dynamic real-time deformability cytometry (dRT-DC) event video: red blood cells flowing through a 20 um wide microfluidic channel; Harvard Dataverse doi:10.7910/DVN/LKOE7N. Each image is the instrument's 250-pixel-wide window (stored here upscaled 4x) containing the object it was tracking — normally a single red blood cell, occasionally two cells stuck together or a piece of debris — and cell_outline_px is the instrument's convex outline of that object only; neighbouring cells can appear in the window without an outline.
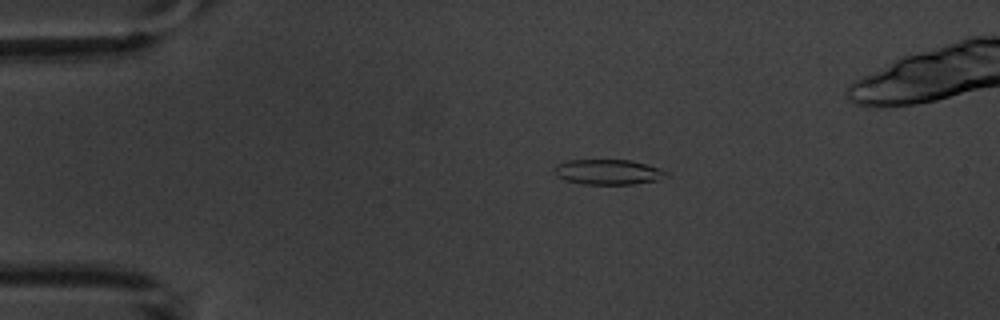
{"species": "common noctule bat (a hibernating species)", "species_latin": "Nyctalus noctula", "temperature_condition": "warm", "stored_images_in_passage": 14, "camera_frame_rate_fps": 3000, "um_per_image_px": 0.085, "animal": {"sex": "male", "body_mass_g": 20.1, "forearm_length_mm": 53.5}, "frame": {"image": 1, "passage_image": 3, "time_ms": 2.667, "image_size_px": [1000, 320], "cell_outline_px": [[668, 172], [656, 180], [632, 184], [584, 184], [564, 180], [556, 176], [552, 168], [556, 164], [568, 160], [628, 160], [660, 168]], "centroid_in_image_um": [51.58, 14.61], "position_along_channel_um": 33.4, "area_um2": 16.24}}
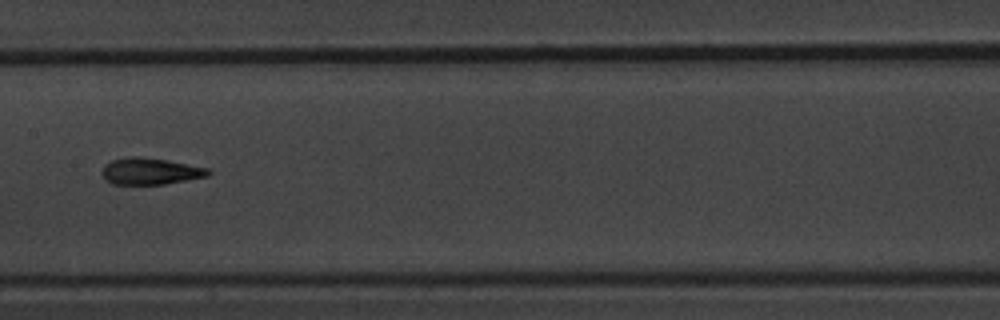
{"frame": {"image": 2, "passage_image": 7, "time_ms": 8.333, "image_size_px": [1000, 320], "cell_outline_px": [[212, 172], [208, 176], [164, 184], [112, 184], [100, 172], [104, 164], [112, 160], [124, 156], [136, 156], [164, 160], [208, 168]], "centroid_in_image_um": [12.74, 14.55], "position_along_channel_um": 194.7, "area_um2": 16.36}}
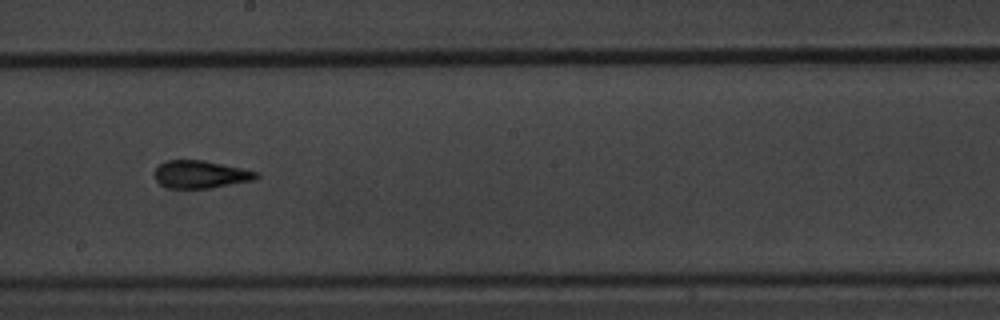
{"frame": {"image": 3, "passage_image": 8, "time_ms": 9.333, "image_size_px": [1000, 320], "cell_outline_px": [[260, 176], [252, 180], [208, 188], [168, 188], [160, 184], [156, 180], [152, 172], [160, 164], [168, 160], [204, 160], [260, 172]], "centroid_in_image_um": [17.02, 14.81], "position_along_channel_um": 231.2, "area_um2": 16.36}}